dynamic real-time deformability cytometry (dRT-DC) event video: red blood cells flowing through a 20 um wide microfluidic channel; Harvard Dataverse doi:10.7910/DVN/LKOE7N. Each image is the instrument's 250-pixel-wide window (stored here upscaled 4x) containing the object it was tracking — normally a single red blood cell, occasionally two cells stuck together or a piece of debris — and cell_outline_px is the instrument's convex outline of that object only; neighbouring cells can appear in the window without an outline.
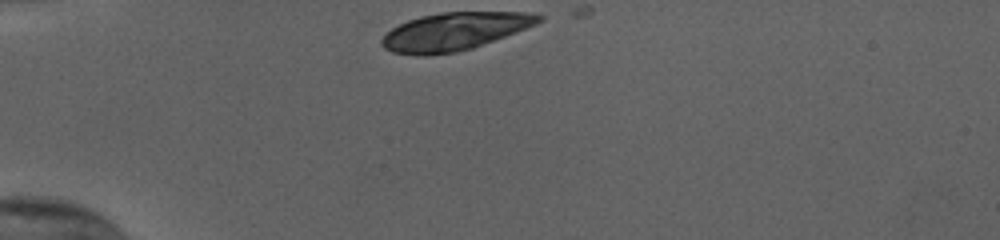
{"species": "human", "species_latin": "Homo sapiens", "temperature_condition": "cold", "stored_images_in_passage": 32, "camera_frame_rate_fps": 3000, "um_per_image_px": 0.085, "donor": {"sex": "female"}, "frame": {"image": 1, "passage_image": 1, "time_ms": 0.0, "image_size_px": [1000, 240], "cell_outline_px": [[544, 20], [536, 24], [516, 32], [472, 48], [456, 52], [424, 56], [392, 52], [384, 48], [380, 44], [380, 40], [392, 28], [408, 20], [420, 16], [440, 12], [528, 12], [544, 16]], "centroid_in_image_um": [38.62, 2.67], "position_along_channel_um": 46.4, "area_um2": 34.45}}
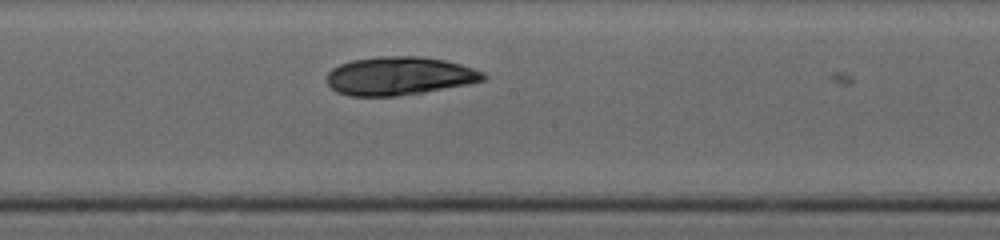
{"frame": {"image": 2, "passage_image": 17, "time_ms": 5.333, "image_size_px": [1000, 240], "cell_outline_px": [[488, 76], [484, 80], [468, 84], [424, 92], [396, 96], [348, 96], [336, 92], [328, 84], [328, 72], [332, 68], [340, 64], [352, 60], [380, 56], [416, 56], [444, 60], [460, 64], [484, 72]], "centroid_in_image_um": [33.93, 6.46], "position_along_channel_um": 214.3, "area_um2": 34.91}}
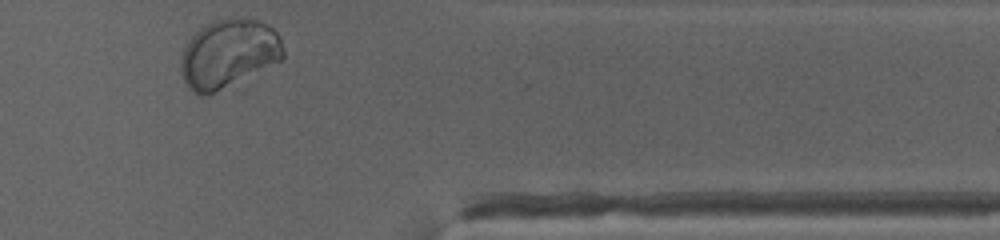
{"frame": {"image": 3, "passage_image": 32, "time_ms": 10.333, "image_size_px": [1000, 240], "cell_outline_px": [[284, 56], [280, 60], [208, 96], [196, 96], [188, 88], [180, 72], [180, 56], [188, 40], [200, 28], [216, 20], [256, 20], [268, 24], [280, 36], [284, 52]], "centroid_in_image_um": [19.37, 4.6], "position_along_channel_um": 392.0, "area_um2": 40.46}, "authors_computed_cell_mechanics": {"area_um2": 34.68, "velocity_mm_per_s": 3.7814, "shape_relaxation_time_tau1_ms": 3.1315, "shape_relaxation_time_tau2_ms": 1.6288, "deformation_change_tau1": 0.0787, "deformation_change_tau2": 0.0292}}